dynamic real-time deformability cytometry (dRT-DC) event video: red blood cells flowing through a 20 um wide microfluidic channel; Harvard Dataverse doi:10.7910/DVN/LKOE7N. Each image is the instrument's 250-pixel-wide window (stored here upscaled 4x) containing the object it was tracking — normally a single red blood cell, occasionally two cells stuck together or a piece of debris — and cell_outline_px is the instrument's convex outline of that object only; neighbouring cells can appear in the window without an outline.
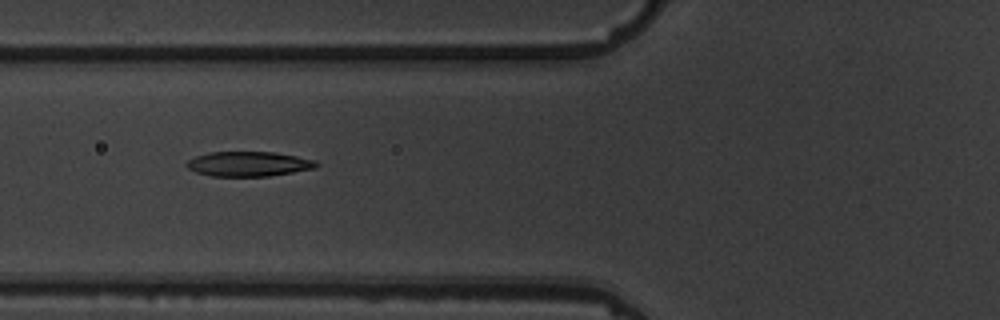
{"species": "common noctule bat (a hibernating species)", "species_latin": "Nyctalus noctula", "temperature_condition": "warm", "stored_images_in_passage": 10, "camera_frame_rate_fps": 3000, "um_per_image_px": 0.085, "animal": {"sex": "male", "body_mass_g": 19.5, "forearm_length_mm": 54.6}, "frame": {"image": 1, "passage_image": 6, "time_ms": 5.667, "image_size_px": [1000, 320], "cell_outline_px": [[320, 164], [316, 168], [268, 176], [212, 176], [196, 172], [188, 168], [184, 164], [188, 160], [196, 156], [208, 152], [272, 152], [296, 156], [316, 160]], "centroid_in_image_um": [21.13, 13.93], "position_along_channel_um": 104.7, "area_um2": 18.73}}
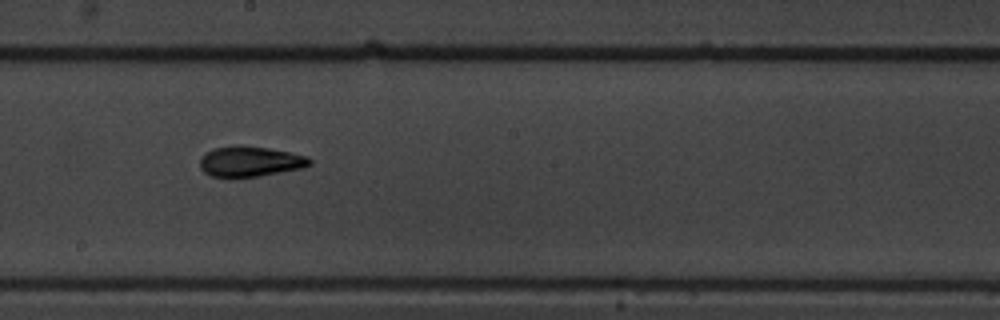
{"frame": {"image": 2, "passage_image": 9, "time_ms": 9.0, "image_size_px": [1000, 320], "cell_outline_px": [[312, 164], [300, 168], [256, 176], [212, 176], [204, 172], [200, 168], [200, 156], [204, 152], [212, 148], [240, 144], [268, 148], [292, 152], [308, 156], [312, 160]], "centroid_in_image_um": [21.23, 13.68], "position_along_channel_um": 227.0, "area_um2": 19.42}}
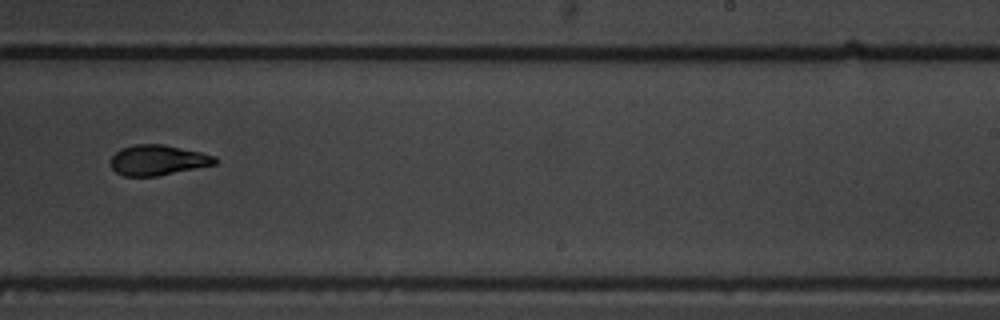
{"frame": {"image": 3, "passage_image": 10, "time_ms": 10.333, "image_size_px": [1000, 320], "cell_outline_px": [[216, 164], [156, 176], [124, 176], [116, 172], [112, 168], [112, 156], [120, 148], [136, 144], [164, 144], [200, 152], [216, 156]], "centroid_in_image_um": [13.41, 13.6], "position_along_channel_um": 275.6, "area_um2": 18.26}}